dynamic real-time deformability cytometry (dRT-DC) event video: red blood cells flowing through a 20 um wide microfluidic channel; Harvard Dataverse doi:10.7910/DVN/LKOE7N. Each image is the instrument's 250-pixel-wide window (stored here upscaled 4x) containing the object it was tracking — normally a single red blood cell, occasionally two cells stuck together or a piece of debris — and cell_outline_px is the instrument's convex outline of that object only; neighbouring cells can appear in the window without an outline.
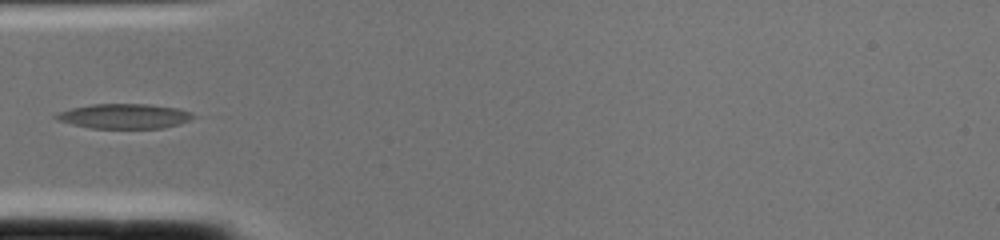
{"species": "common noctule bat (a hibernating species)", "species_latin": "Nyctalus noctula", "temperature_condition": "cold", "stored_images_in_passage": 2, "camera_frame_rate_fps": 3000, "um_per_image_px": 0.085, "animal": {"sex": "female", "body_mass_g": 22.0, "forearm_length_mm": 56.7}, "frame": {"image": 1, "passage_image": 2, "time_ms": 0.333, "image_size_px": [1000, 240], "cell_outline_px": [[196, 116], [180, 124], [164, 128], [92, 128], [72, 124], [56, 120], [52, 116], [56, 112], [72, 108], [92, 104], [148, 104], [180, 108], [192, 112]], "centroid_in_image_um": [10.56, 9.87], "position_along_channel_um": 74.4, "area_um2": 20.0}}